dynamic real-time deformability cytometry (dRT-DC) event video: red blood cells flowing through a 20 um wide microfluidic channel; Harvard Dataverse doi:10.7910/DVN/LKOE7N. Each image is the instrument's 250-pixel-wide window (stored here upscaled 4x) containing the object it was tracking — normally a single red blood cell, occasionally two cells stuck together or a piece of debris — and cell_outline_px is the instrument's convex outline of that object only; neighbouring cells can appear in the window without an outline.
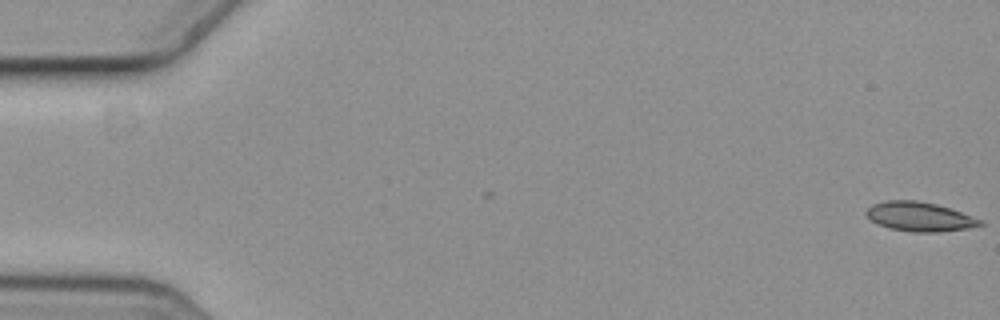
{"species": "common noctule bat (a hibernating species)", "species_latin": "Nyctalus noctula", "temperature_condition": "cold", "stored_images_in_passage": 5, "camera_frame_rate_fps": 3000, "um_per_image_px": 0.085, "animal": {"sex": "female", "body_mass_g": 19.3, "forearm_length_mm": 54.1}, "frame": {"image": 1, "passage_image": 1, "time_ms": 0.0, "image_size_px": [1000, 320], "cell_outline_px": [[984, 224], [968, 228], [936, 232], [912, 232], [888, 228], [876, 224], [864, 212], [872, 204], [884, 200], [916, 200], [936, 204], [984, 220]], "centroid_in_image_um": [78.13, 18.41], "position_along_channel_um": 6.9, "area_um2": 19.42}}